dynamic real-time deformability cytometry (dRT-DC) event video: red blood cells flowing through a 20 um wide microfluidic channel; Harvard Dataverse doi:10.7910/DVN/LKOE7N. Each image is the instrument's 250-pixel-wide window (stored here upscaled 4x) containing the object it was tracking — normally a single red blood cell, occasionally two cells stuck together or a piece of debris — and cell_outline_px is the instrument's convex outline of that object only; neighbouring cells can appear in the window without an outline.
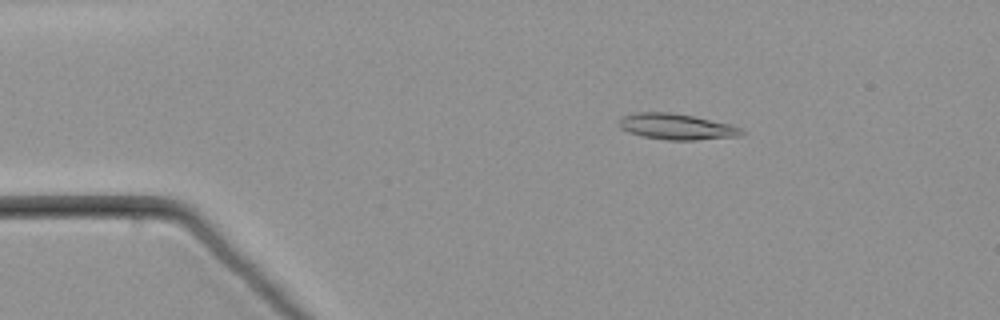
{"species": "common noctule bat (a hibernating species)", "species_latin": "Nyctalus noctula", "temperature_condition": "warm", "stored_images_in_passage": 55, "camera_frame_rate_fps": 3000, "um_per_image_px": 0.085, "animal": {"sex": "male", "body_mass_g": 21.5, "forearm_length_mm": 52.0}, "frame": {"image": 1, "passage_image": 10, "time_ms": 3.0, "image_size_px": [1000, 320], "cell_outline_px": [[748, 132], [740, 136], [696, 140], [668, 140], [644, 136], [628, 132], [620, 128], [620, 120], [624, 116], [636, 112], [672, 112], [692, 116], [728, 124], [740, 128]], "centroid_in_image_um": [57.53, 10.77], "position_along_channel_um": 27.5, "area_um2": 18.32}}
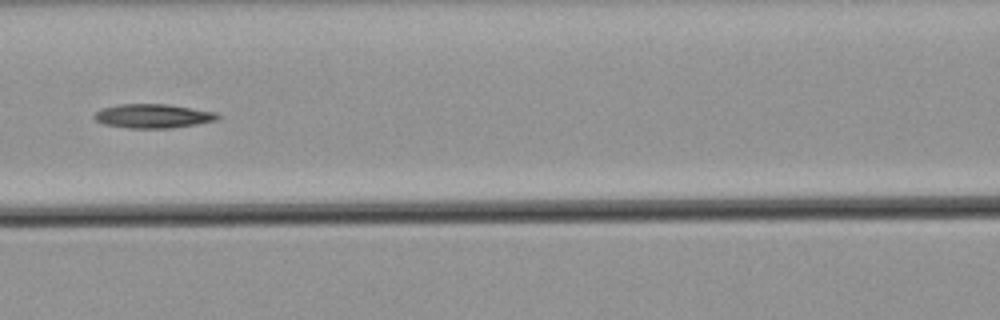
{"frame": {"image": 2, "passage_image": 25, "time_ms": 8.0, "image_size_px": [1000, 320], "cell_outline_px": [[220, 116], [216, 120], [196, 124], [172, 128], [128, 128], [104, 124], [96, 120], [92, 116], [100, 108], [120, 104], [168, 104], [216, 112]], "centroid_in_image_um": [12.98, 9.86], "position_along_channel_um": 153.6, "area_um2": 17.28}}
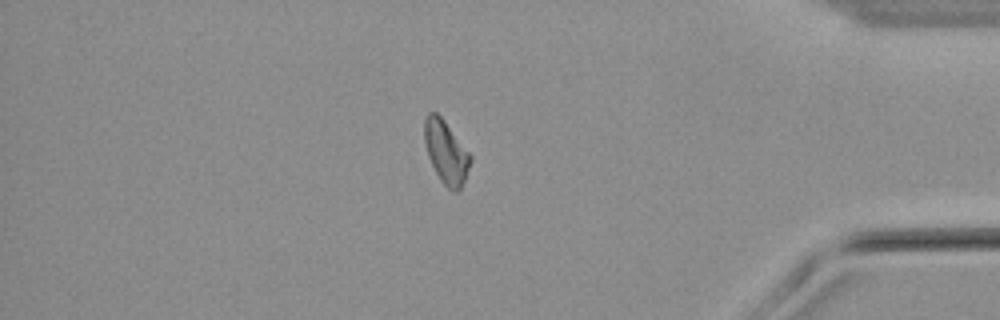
{"frame": {"image": 3, "passage_image": 47, "time_ms": 15.333, "image_size_px": [1000, 320], "cell_outline_px": [[472, 160], [464, 180], [460, 188], [456, 192], [452, 192], [440, 180], [428, 156], [424, 140], [424, 120], [428, 112], [436, 112], [444, 120], [472, 156]], "centroid_in_image_um": [37.91, 12.92], "position_along_channel_um": 397.3, "area_um2": 16.7}}